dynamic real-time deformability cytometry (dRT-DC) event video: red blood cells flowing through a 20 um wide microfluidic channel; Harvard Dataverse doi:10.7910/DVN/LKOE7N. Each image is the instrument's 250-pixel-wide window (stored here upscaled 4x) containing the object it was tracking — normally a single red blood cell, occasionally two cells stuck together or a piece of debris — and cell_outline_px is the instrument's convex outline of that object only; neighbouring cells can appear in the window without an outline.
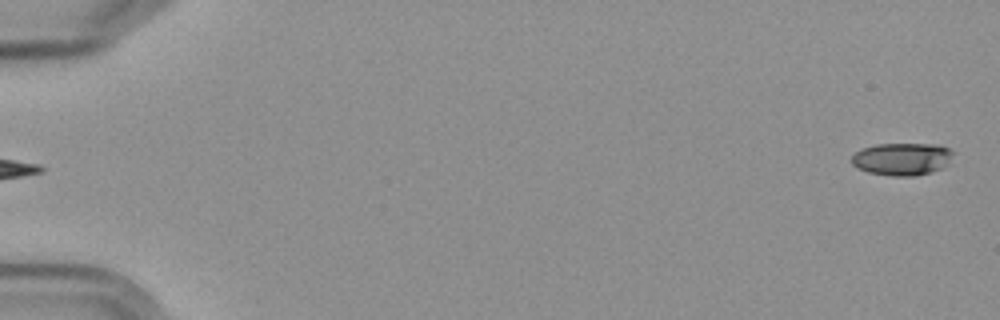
{"species": "Egyptian fruit bat (a non-hibernating species)", "species_latin": "Rousettus aegyptiacus", "temperature_condition": "cold", "stored_images_in_passage": 7, "segment_of_instrument_passage": [2, 2], "camera_frame_rate_fps": 3000, "um_per_image_px": 0.085, "frame": {"image": 1, "passage_image": 7, "time_ms": 7.0, "image_size_px": [1000, 320], "cell_outline_px": [[952, 152], [940, 168], [932, 172], [916, 176], [892, 176], [868, 172], [856, 168], [852, 164], [852, 156], [856, 152], [864, 148], [876, 144], [936, 144], [948, 148]], "centroid_in_image_um": [76.59, 13.52], "position_along_channel_um": 8.4, "area_um2": 18.84}}